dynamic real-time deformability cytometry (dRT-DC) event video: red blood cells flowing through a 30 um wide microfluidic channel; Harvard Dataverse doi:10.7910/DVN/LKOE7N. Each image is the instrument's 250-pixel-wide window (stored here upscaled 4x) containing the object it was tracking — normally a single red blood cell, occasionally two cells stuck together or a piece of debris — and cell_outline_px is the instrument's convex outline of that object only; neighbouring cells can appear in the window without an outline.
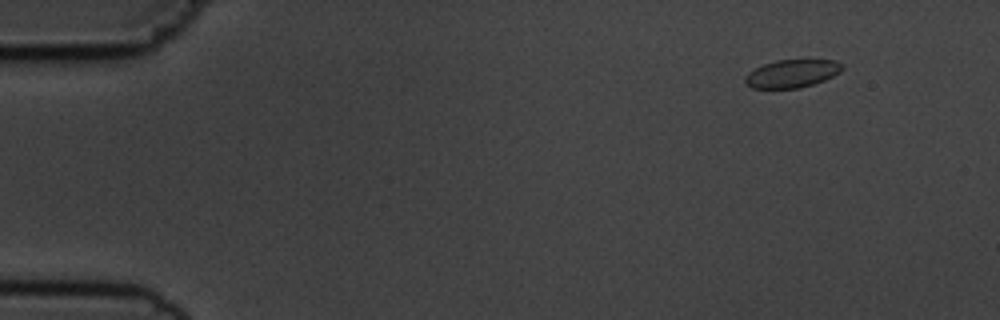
{"species": "common noctule bat (a hibernating species)", "species_latin": "Nyctalus noctula", "temperature_condition": "cold", "stored_images_in_passage": 4, "camera_frame_rate_fps": 3000, "um_per_image_px": 0.085, "animal": {"sex": "male", "body_mass_g": 19.5, "forearm_length_mm": 54.6}, "frame": {"image": 1, "passage_image": 1, "time_ms": 0.0, "image_size_px": [1000, 320], "cell_outline_px": [[844, 68], [840, 72], [824, 80], [800, 88], [752, 88], [744, 84], [744, 76], [748, 72], [764, 64], [776, 60], [836, 60], [844, 64]], "centroid_in_image_um": [67.31, 6.25], "position_along_channel_um": 17.7, "area_um2": 15.9}}
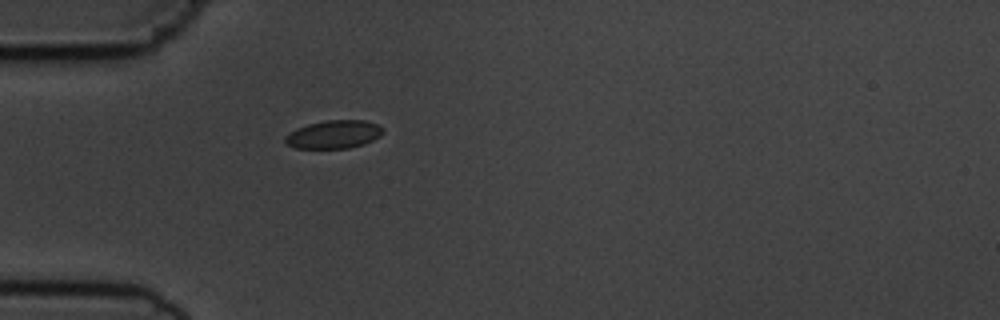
{"frame": {"image": 2, "passage_image": 4, "time_ms": 3.667, "image_size_px": [1000, 320], "cell_outline_px": [[384, 132], [380, 136], [364, 144], [348, 148], [296, 148], [288, 144], [284, 140], [284, 136], [296, 128], [308, 124], [328, 120], [364, 120], [376, 124], [384, 128]], "centroid_in_image_um": [28.38, 11.42], "position_along_channel_um": 56.6, "area_um2": 16.01}}